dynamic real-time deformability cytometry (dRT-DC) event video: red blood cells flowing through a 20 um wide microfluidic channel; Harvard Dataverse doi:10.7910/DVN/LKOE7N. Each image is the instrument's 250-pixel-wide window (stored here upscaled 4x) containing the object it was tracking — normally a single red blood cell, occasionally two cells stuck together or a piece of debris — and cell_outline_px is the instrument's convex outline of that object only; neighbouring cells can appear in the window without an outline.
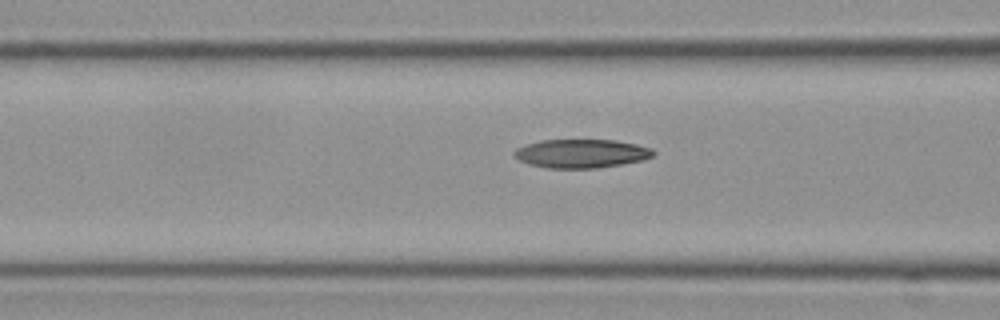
{"species": "Egyptian fruit bat (a non-hibernating species)", "species_latin": "Rousettus aegyptiacus", "temperature_condition": "cold", "stored_images_in_passage": 16, "camera_frame_rate_fps": 3000, "um_per_image_px": 0.085, "frame": {"image": 1, "passage_image": 10, "time_ms": 3.0, "image_size_px": [1000, 320], "cell_outline_px": [[656, 152], [652, 156], [644, 160], [596, 168], [548, 168], [528, 164], [512, 156], [512, 152], [516, 148], [540, 140], [616, 140], [636, 144], [652, 148]], "centroid_in_image_um": [49.4, 13.05], "position_along_channel_um": 117.2, "area_um2": 23.29}}
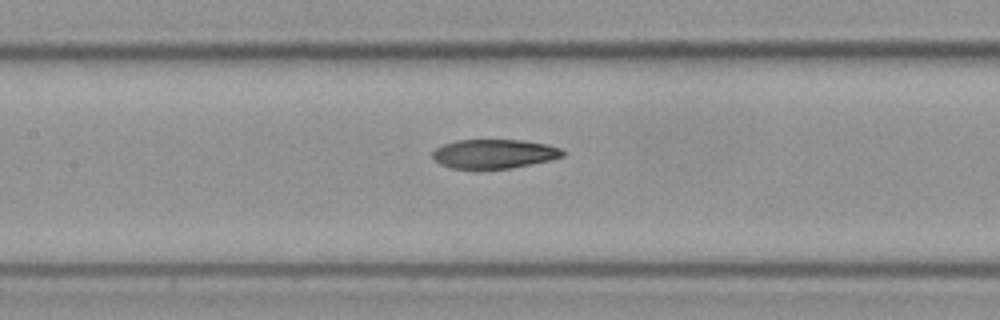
{"frame": {"image": 2, "passage_image": 14, "time_ms": 4.333, "image_size_px": [1000, 320], "cell_outline_px": [[564, 156], [552, 160], [512, 168], [452, 168], [440, 164], [432, 156], [432, 152], [436, 148], [444, 144], [456, 140], [524, 140], [548, 144], [560, 148], [564, 152]], "centroid_in_image_um": [42.04, 13.07], "position_along_channel_um": 165.4, "area_um2": 22.08}}